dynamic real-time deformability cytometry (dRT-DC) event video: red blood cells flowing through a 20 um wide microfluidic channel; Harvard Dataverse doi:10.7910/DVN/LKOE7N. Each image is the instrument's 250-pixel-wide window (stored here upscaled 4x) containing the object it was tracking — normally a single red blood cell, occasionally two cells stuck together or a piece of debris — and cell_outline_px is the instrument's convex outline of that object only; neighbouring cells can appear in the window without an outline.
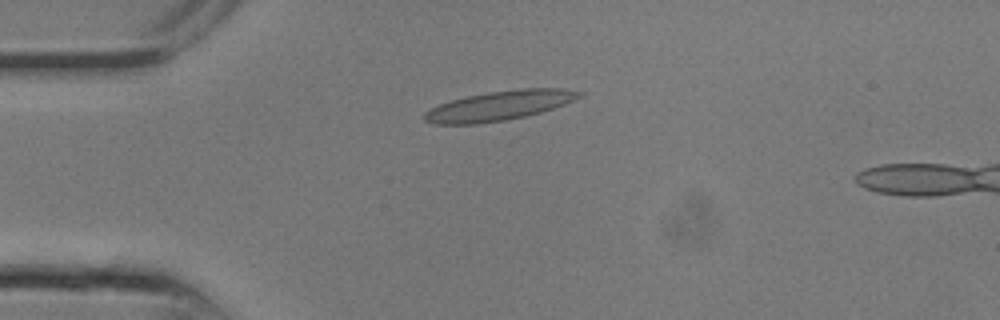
{"species": "common noctule bat (a hibernating species)", "species_latin": "Nyctalus noctula", "temperature_condition": "room temperature", "stored_images_in_passage": 9, "camera_frame_rate_fps": 3000, "um_per_image_px": 0.085, "animal": {"sex": "male", "body_mass_g": 13.3}, "frame": {"image": 1, "passage_image": 6, "time_ms": 1.667, "image_size_px": [1000, 320], "cell_outline_px": [[584, 92], [580, 96], [564, 104], [540, 112], [524, 116], [504, 120], [476, 124], [436, 124], [424, 120], [424, 112], [440, 104], [452, 100], [468, 96], [488, 92], [524, 88], [560, 88]], "centroid_in_image_um": [42.42, 8.98], "position_along_channel_um": 42.6, "area_um2": 26.18}}
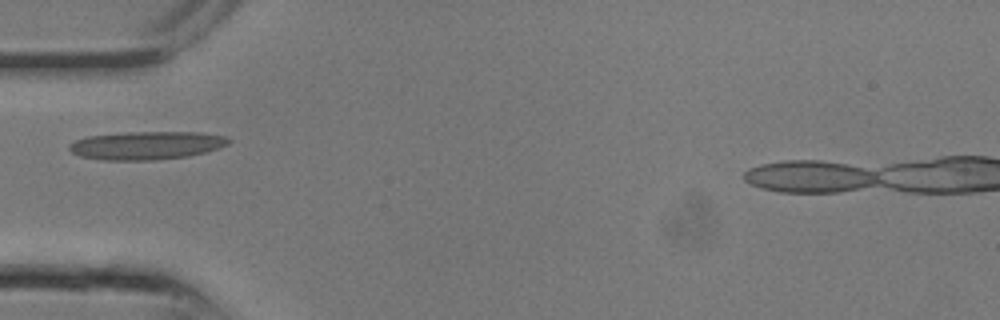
{"frame": {"image": 2, "passage_image": 8, "time_ms": 2.333, "image_size_px": [1000, 320], "cell_outline_px": [[232, 140], [228, 144], [220, 148], [188, 156], [156, 160], [104, 160], [80, 156], [72, 152], [68, 148], [68, 144], [76, 140], [88, 136], [128, 132], [196, 132], [224, 136]], "centroid_in_image_um": [12.45, 12.36], "position_along_channel_um": 72.6, "area_um2": 26.13}}